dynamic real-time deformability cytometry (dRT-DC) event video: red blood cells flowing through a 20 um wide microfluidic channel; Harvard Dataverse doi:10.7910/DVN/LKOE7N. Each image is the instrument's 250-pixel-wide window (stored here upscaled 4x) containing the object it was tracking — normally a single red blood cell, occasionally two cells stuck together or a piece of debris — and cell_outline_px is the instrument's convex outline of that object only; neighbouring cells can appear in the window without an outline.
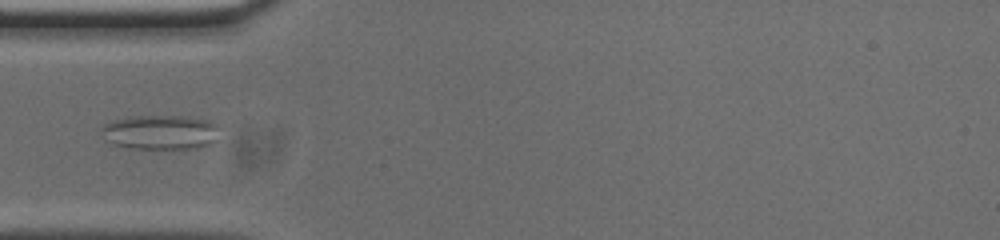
{"species": "common noctule bat (a hibernating species)", "species_latin": "Nyctalus noctula", "temperature_condition": "cold", "stored_images_in_passage": 30, "camera_frame_rate_fps": 3000, "um_per_image_px": 0.085, "animal": {"sex": "male", "body_mass_g": 20.0, "forearm_length_mm": 53.3}, "frame": {"image": 1, "passage_image": 1, "time_ms": 0.0, "image_size_px": [1000, 240], "cell_outline_px": [[220, 124], [216, 140], [208, 144], [196, 148], [128, 148], [112, 144], [104, 140], [100, 132], [100, 128], [104, 124], [112, 120], [128, 116], [180, 116], [208, 120]], "centroid_in_image_um": [13.59, 11.23], "position_along_channel_um": 71.4, "area_um2": 24.04}}
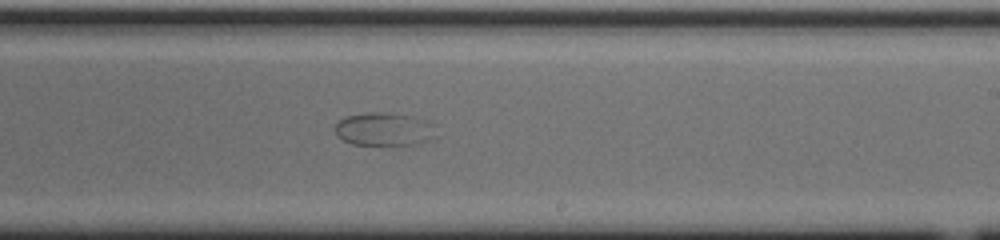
{"frame": {"image": 2, "passage_image": 16, "time_ms": 5.0, "image_size_px": [1000, 240], "cell_outline_px": [[436, 136], [428, 140], [416, 144], [352, 144], [336, 136], [336, 124], [340, 120], [348, 116], [368, 112], [376, 112], [412, 116], [428, 120], [436, 124]], "centroid_in_image_um": [32.71, 10.97], "position_along_channel_um": 256.3, "area_um2": 19.42}}
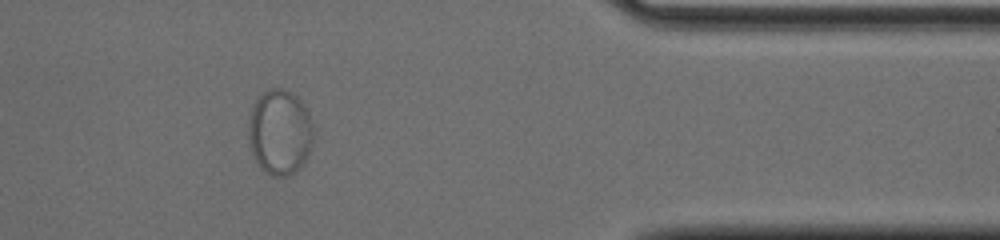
{"frame": {"image": 3, "passage_image": 29, "time_ms": 9.333, "image_size_px": [1000, 240], "cell_outline_px": [[312, 140], [308, 156], [296, 172], [288, 176], [272, 176], [256, 160], [252, 152], [248, 136], [248, 128], [252, 108], [256, 100], [264, 92], [272, 88], [280, 88], [292, 92], [304, 104], [308, 112], [312, 124]], "centroid_in_image_um": [23.8, 11.22], "position_along_channel_um": 387.6, "area_um2": 31.91}}